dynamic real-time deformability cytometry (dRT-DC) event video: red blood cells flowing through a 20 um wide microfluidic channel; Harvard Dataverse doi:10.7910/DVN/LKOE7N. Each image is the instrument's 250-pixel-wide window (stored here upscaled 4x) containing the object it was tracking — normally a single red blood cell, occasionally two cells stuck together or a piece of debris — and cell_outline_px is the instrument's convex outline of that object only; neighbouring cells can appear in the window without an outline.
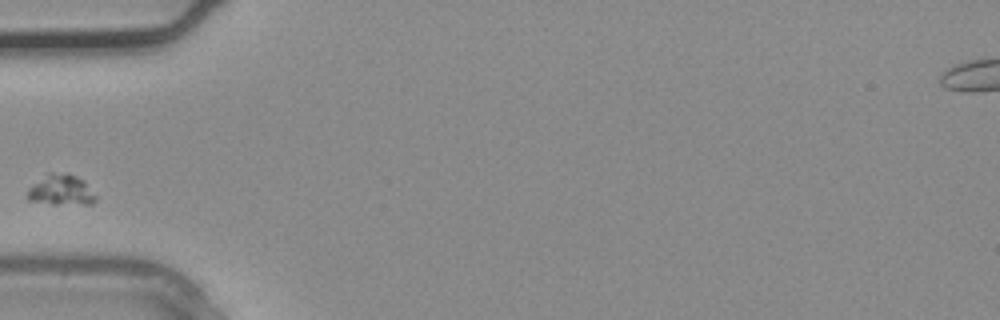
{"species": "common noctule bat (a hibernating species)", "species_latin": "Nyctalus noctula", "temperature_condition": "warm", "stored_images_in_passage": 3, "camera_frame_rate_fps": 3000, "um_per_image_px": 0.085, "animal": {"sex": "male", "body_mass_g": 20.4}, "frame": {"image": 1, "passage_image": 3, "time_ms": 0.667, "image_size_px": [1000, 320], "cell_outline_px": [[96, 200], [92, 204], [52, 204], [28, 200], [28, 188], [48, 172], [68, 172], [84, 180], [96, 196]], "centroid_in_image_um": [5.21, 16.14], "position_along_channel_um": 79.8, "area_um2": 12.31}}